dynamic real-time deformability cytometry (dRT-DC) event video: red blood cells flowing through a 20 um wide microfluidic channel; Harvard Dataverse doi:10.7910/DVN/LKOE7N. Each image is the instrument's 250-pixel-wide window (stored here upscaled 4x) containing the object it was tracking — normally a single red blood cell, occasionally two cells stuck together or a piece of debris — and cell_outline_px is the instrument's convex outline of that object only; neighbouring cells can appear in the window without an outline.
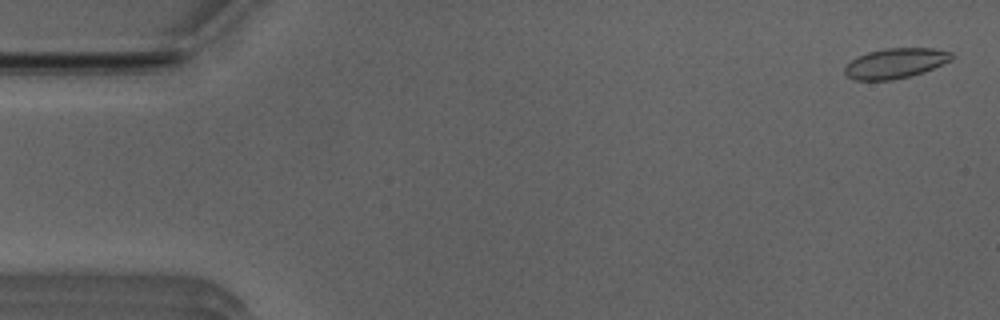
{"species": "Egyptian fruit bat (a non-hibernating species)", "species_latin": "Rousettus aegyptiacus", "temperature_condition": "room temperature", "stored_images_in_passage": 51, "camera_frame_rate_fps": 3000, "um_per_image_px": 0.085, "animal": {"sex": "male"}, "frame": {"image": 1, "passage_image": 2, "time_ms": 0.333, "image_size_px": [1000, 320], "cell_outline_px": [[952, 60], [932, 68], [908, 76], [892, 80], [852, 80], [844, 72], [844, 68], [856, 56], [868, 52], [884, 48], [932, 48], [952, 52]], "centroid_in_image_um": [76.07, 5.37], "position_along_channel_um": 8.9, "area_um2": 18.55}}
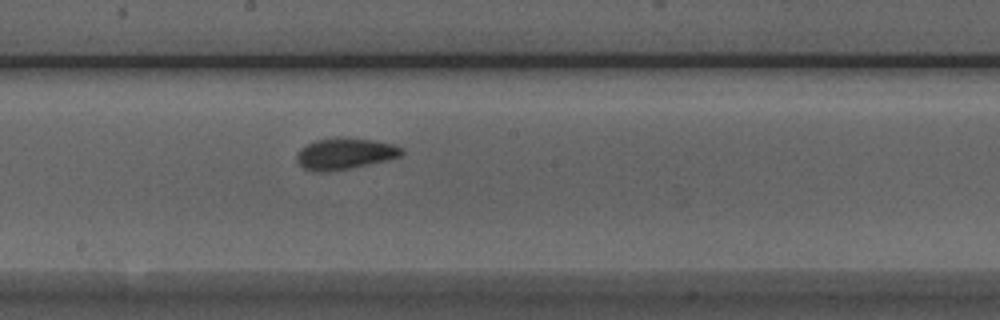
{"frame": {"image": 2, "passage_image": 28, "time_ms": 9.0, "image_size_px": [1000, 320], "cell_outline_px": [[404, 152], [400, 156], [368, 164], [348, 168], [324, 172], [316, 172], [304, 168], [296, 160], [296, 152], [300, 148], [316, 140], [336, 136], [344, 136], [372, 140], [392, 144], [404, 148]], "centroid_in_image_um": [29.28, 13.03], "position_along_channel_um": 218.9, "area_um2": 19.19}}
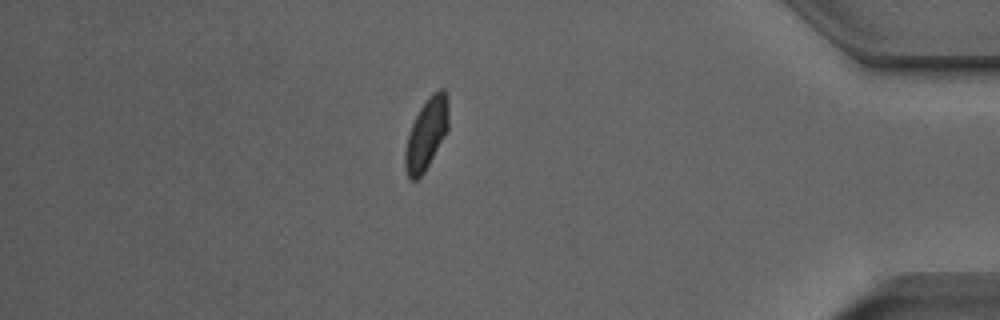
{"frame": {"image": 3, "passage_image": 45, "time_ms": 14.667, "image_size_px": [1000, 320], "cell_outline_px": [[448, 128], [444, 136], [424, 172], [416, 180], [408, 180], [404, 168], [404, 152], [408, 136], [412, 124], [420, 108], [428, 96], [432, 92], [440, 88], [444, 88], [448, 96]], "centroid_in_image_um": [36.23, 11.37], "position_along_channel_um": 399.0, "area_um2": 18.03}, "authors_computed_cell_mechanics": {"area_um2": 18.496, "velocity_mm_per_s": 3.9251, "shape_relaxation_time_tau1_ms": 6.6441, "shape_relaxation_time_tau2_ms": 1.1253, "deformation_change_tau1": 0.1334, "deformation_change_tau2": 0.0592}}